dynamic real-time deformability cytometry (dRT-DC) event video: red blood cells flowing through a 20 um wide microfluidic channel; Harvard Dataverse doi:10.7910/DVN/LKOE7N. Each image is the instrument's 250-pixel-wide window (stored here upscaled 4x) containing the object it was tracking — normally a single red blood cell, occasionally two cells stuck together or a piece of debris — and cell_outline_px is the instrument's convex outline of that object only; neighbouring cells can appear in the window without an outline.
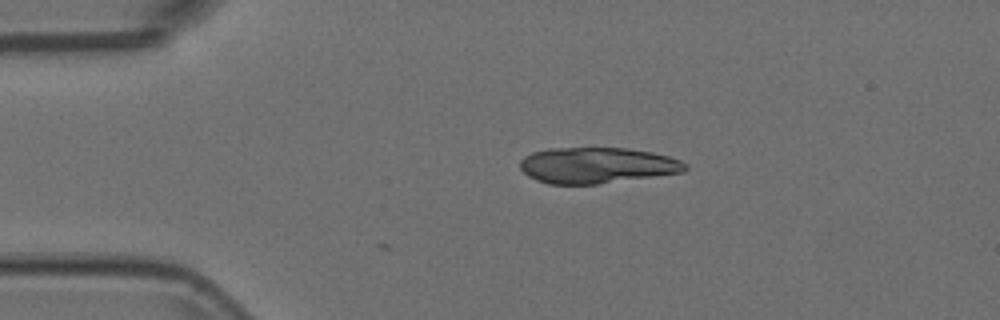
{"species": "Egyptian fruit bat (a non-hibernating species)", "species_latin": "Rousettus aegyptiacus", "temperature_condition": "room temperature", "stored_images_in_passage": 2, "camera_frame_rate_fps": 3000, "um_per_image_px": 0.085, "animal": {"sex": "female"}, "frame": {"image": 1, "passage_image": 2, "time_ms": 0.333, "image_size_px": [1000, 320], "cell_outline_px": [[688, 168], [684, 172], [596, 184], [548, 184], [536, 180], [528, 176], [520, 168], [520, 160], [524, 156], [532, 152], [548, 148], [628, 148], [652, 152], [668, 156], [680, 160], [688, 164]], "centroid_in_image_um": [50.73, 14.05], "position_along_channel_um": 34.3, "area_um2": 34.68}}